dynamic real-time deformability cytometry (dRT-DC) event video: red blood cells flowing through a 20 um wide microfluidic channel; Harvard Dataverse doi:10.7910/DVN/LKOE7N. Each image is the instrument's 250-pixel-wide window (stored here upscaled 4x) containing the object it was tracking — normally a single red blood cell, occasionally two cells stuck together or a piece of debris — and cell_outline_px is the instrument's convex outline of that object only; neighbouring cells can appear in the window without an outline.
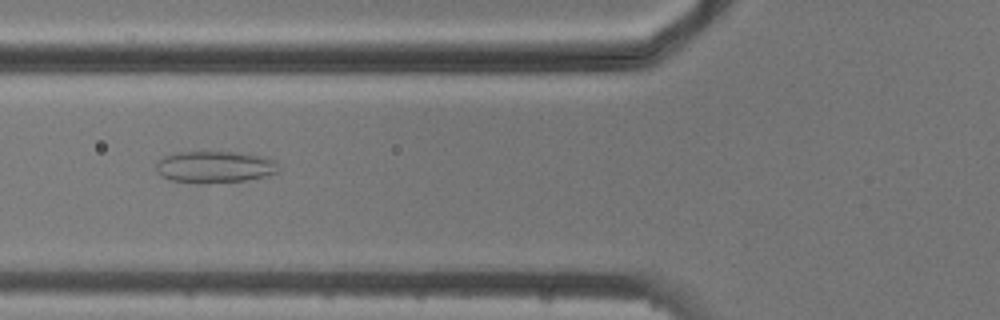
{"species": "common noctule bat (a hibernating species)", "species_latin": "Nyctalus noctula", "temperature_condition": "cold", "stored_images_in_passage": 6, "camera_frame_rate_fps": 3000, "um_per_image_px": 0.085, "animal": {"sex": "male", "body_mass_g": 20.5, "forearm_length_mm": 52.5}, "frame": {"image": 1, "passage_image": 5, "time_ms": 4.667, "image_size_px": [1000, 320], "cell_outline_px": [[276, 172], [264, 176], [244, 180], [200, 184], [196, 184], [168, 180], [160, 176], [156, 172], [156, 164], [164, 156], [180, 152], [236, 152], [260, 156], [276, 160]], "centroid_in_image_um": [18.17, 14.2], "position_along_channel_um": 107.6, "area_um2": 22.6}}